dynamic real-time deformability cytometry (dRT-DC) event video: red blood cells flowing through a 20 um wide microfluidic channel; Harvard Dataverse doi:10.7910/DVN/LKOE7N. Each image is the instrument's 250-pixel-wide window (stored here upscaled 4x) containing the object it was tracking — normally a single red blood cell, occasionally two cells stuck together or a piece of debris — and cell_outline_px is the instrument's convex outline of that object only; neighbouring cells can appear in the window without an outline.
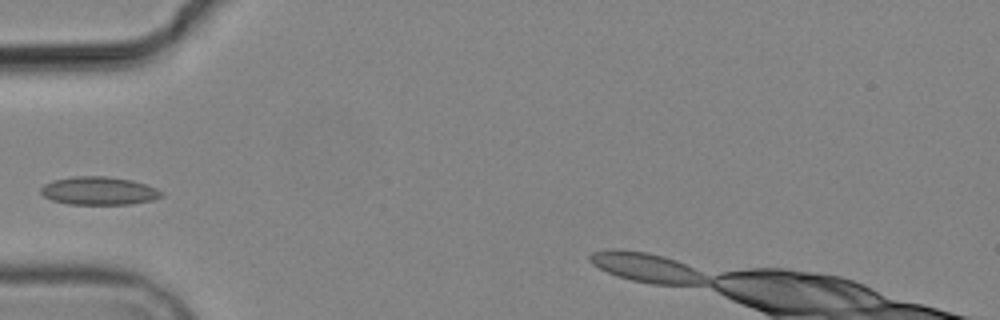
{"species": "common noctule bat (a hibernating species)", "species_latin": "Nyctalus noctula", "temperature_condition": "cold", "stored_images_in_passage": 4, "segment_of_instrument_passage": [1, 2], "camera_frame_rate_fps": 3000, "um_per_image_px": 0.085, "animal": {"sex": "male", "body_mass_g": 19.2, "forearm_length_mm": 51.8}, "frame": {"image": 1, "passage_image": 3, "time_ms": 2.333, "image_size_px": [1000, 320], "cell_outline_px": [[164, 196], [152, 200], [132, 204], [68, 204], [52, 200], [44, 196], [40, 192], [40, 188], [44, 184], [52, 180], [76, 176], [108, 176], [132, 180], [156, 188], [164, 192]], "centroid_in_image_um": [8.41, 16.22], "position_along_channel_um": 76.6, "area_um2": 19.88}}